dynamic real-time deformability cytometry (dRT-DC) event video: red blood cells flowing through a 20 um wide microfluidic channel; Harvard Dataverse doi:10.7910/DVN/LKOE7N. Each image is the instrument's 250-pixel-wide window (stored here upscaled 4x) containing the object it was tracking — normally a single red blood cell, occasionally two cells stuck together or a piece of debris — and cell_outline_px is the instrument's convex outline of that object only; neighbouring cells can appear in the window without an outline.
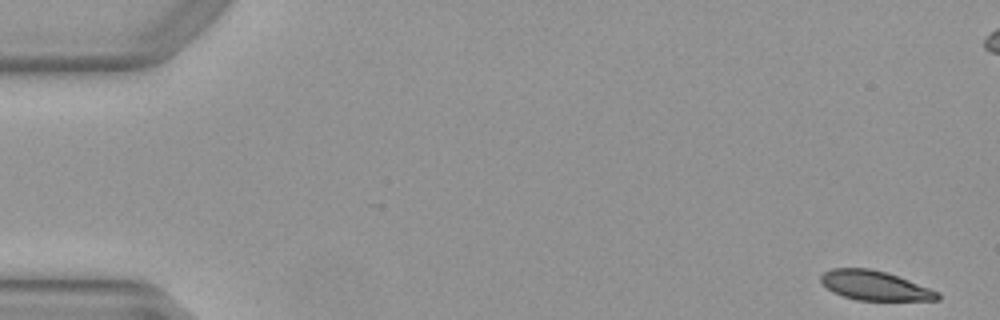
{"species": "Egyptian fruit bat (a non-hibernating species)", "species_latin": "Rousettus aegyptiacus", "temperature_condition": "warm", "stored_images_in_passage": 16, "camera_frame_rate_fps": 3000, "um_per_image_px": 0.085, "animal": {"sex": "female"}, "frame": {"image": 1, "passage_image": 1, "time_ms": 0.0, "image_size_px": [1000, 320], "cell_outline_px": [[940, 300], [856, 300], [832, 292], [820, 280], [820, 276], [824, 272], [832, 268], [868, 268], [884, 272], [908, 280], [940, 292]], "centroid_in_image_um": [74.35, 24.28], "position_along_channel_um": 10.6, "area_um2": 19.77}}